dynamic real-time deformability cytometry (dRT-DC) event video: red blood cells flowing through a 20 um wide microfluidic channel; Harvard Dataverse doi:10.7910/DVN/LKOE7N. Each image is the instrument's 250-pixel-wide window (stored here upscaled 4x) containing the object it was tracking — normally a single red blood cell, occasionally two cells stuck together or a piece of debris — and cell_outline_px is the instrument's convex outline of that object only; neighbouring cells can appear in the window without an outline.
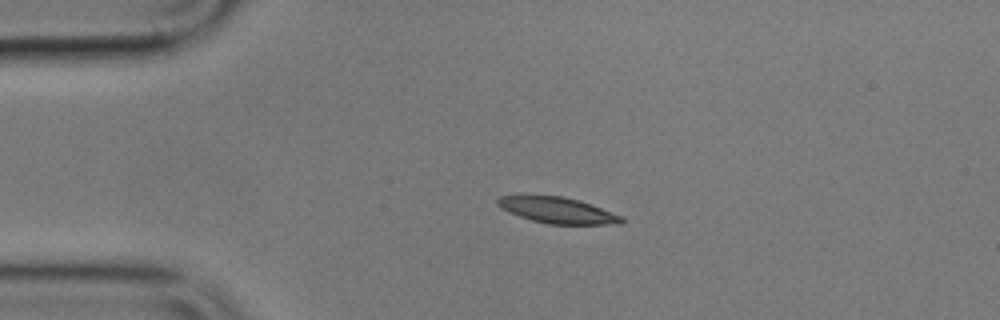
{"species": "common noctule bat (a hibernating species)", "species_latin": "Nyctalus noctula", "temperature_condition": "cold", "stored_images_in_passage": 3, "camera_frame_rate_fps": 3000, "um_per_image_px": 0.085, "animal": {"sex": "male", "body_mass_g": 17.9}, "frame": {"image": 1, "passage_image": 1, "time_ms": 0.0, "image_size_px": [1000, 320], "cell_outline_px": [[624, 220], [620, 224], [548, 224], [532, 220], [508, 212], [500, 208], [496, 204], [496, 200], [500, 196], [520, 192], [524, 192], [564, 196], [580, 200], [592, 204], [624, 216]], "centroid_in_image_um": [47.3, 17.81], "position_along_channel_um": 37.7, "area_um2": 19.83}}